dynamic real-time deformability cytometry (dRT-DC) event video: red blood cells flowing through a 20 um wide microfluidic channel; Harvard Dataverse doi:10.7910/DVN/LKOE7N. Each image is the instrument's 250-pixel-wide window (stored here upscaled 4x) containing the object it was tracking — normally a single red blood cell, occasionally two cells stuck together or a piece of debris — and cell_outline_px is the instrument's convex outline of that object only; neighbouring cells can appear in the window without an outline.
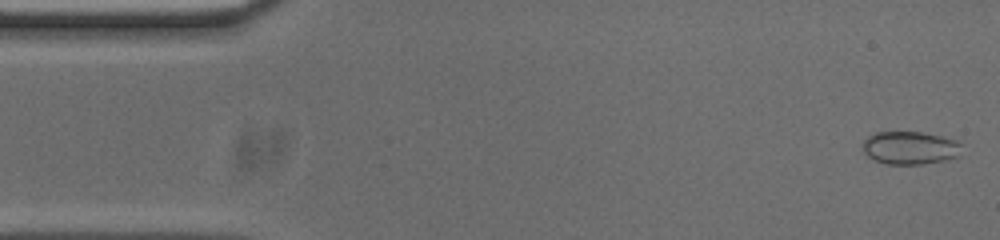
{"species": "common noctule bat (a hibernating species)", "species_latin": "Nyctalus noctula", "temperature_condition": "cold", "stored_images_in_passage": 9, "camera_frame_rate_fps": 3000, "um_per_image_px": 0.085, "animal": {"sex": "male", "body_mass_g": 20.0, "forearm_length_mm": 53.3}, "frame": {"image": 1, "passage_image": 1, "time_ms": 0.0, "image_size_px": [1000, 240], "cell_outline_px": [[960, 156], [944, 160], [924, 164], [888, 164], [876, 160], [868, 156], [864, 152], [864, 140], [868, 136], [876, 132], [924, 132], [960, 140]], "centroid_in_image_um": [77.4, 12.56], "position_along_channel_um": 7.6, "area_um2": 19.07}}